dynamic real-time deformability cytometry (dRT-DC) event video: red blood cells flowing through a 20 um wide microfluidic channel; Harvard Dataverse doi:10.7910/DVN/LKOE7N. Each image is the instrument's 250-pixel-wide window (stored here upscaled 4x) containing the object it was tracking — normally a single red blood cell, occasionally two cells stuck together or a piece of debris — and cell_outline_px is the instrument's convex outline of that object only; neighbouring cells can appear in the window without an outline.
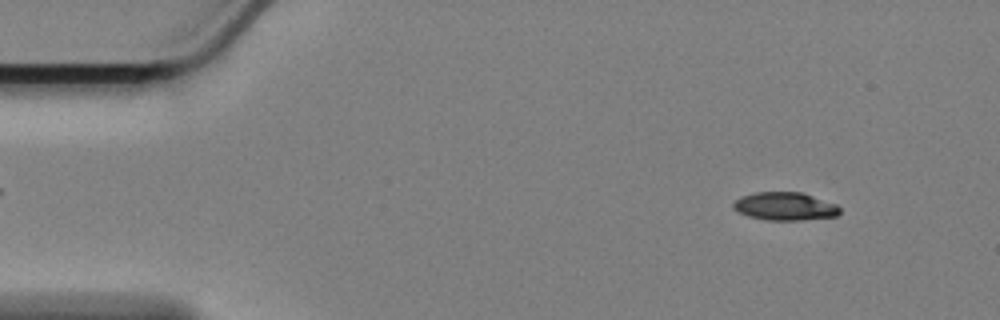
{"species": "Egyptian fruit bat (a non-hibernating species)", "species_latin": "Rousettus aegyptiacus", "temperature_condition": "cold", "stored_images_in_passage": 56, "camera_frame_rate_fps": 3000, "um_per_image_px": 0.085, "animal": {"sex": "female"}, "frame": {"image": 1, "passage_image": 5, "time_ms": 1.333, "image_size_px": [1000, 320], "cell_outline_px": [[840, 212], [836, 216], [804, 220], [764, 220], [748, 216], [736, 212], [732, 208], [732, 204], [740, 196], [752, 192], [804, 192], [836, 204], [840, 208]], "centroid_in_image_um": [66.68, 17.53], "position_along_channel_um": 18.3, "area_um2": 17.74}}
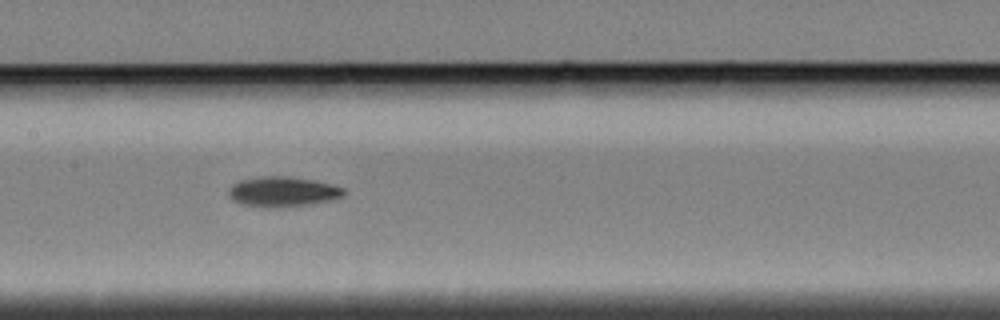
{"frame": {"image": 2, "passage_image": 27, "time_ms": 8.667, "image_size_px": [1000, 320], "cell_outline_px": [[344, 196], [328, 200], [304, 204], [276, 208], [264, 208], [244, 204], [232, 200], [228, 196], [228, 188], [232, 184], [240, 180], [260, 176], [288, 176], [312, 180], [344, 188]], "centroid_in_image_um": [23.94, 16.29], "position_along_channel_um": 183.5, "area_um2": 20.0}}
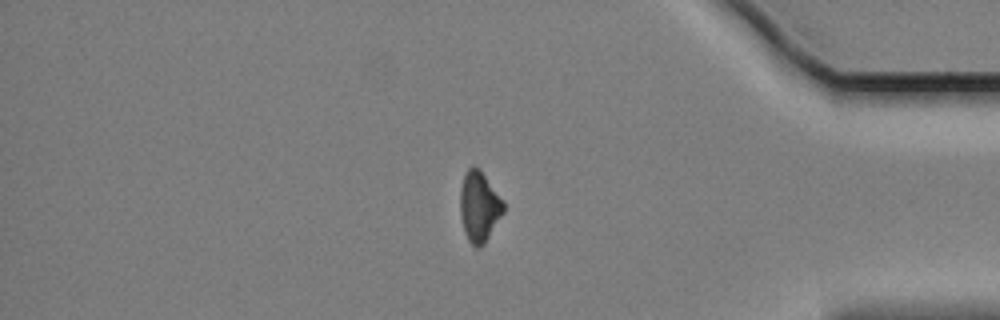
{"frame": {"image": 3, "passage_image": 48, "time_ms": 15.667, "image_size_px": [1000, 320], "cell_outline_px": [[504, 212], [484, 244], [480, 248], [476, 248], [468, 240], [464, 232], [460, 212], [460, 188], [464, 172], [468, 168], [480, 168], [504, 200]], "centroid_in_image_um": [40.73, 17.55], "position_along_channel_um": 394.5, "area_um2": 17.98}}